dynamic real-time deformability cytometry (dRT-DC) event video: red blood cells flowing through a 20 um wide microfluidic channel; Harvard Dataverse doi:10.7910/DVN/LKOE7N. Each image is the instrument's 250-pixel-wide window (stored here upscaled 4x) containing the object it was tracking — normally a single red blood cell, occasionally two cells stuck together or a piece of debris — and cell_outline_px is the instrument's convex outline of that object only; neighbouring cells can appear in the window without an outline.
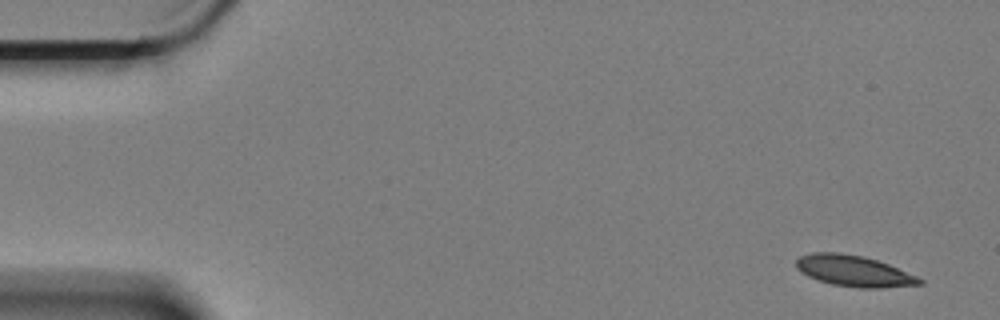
{"species": "Egyptian fruit bat (a non-hibernating species)", "species_latin": "Rousettus aegyptiacus", "temperature_condition": "cold", "stored_images_in_passage": 5, "camera_frame_rate_fps": 3000, "um_per_image_px": 0.085, "animal": {"sex": "female"}, "frame": {"image": 1, "passage_image": 1, "time_ms": 0.0, "image_size_px": [1000, 320], "cell_outline_px": [[924, 284], [880, 288], [856, 288], [832, 284], [816, 280], [800, 272], [796, 268], [796, 260], [800, 256], [812, 252], [840, 252], [864, 256], [888, 264], [916, 276], [924, 280]], "centroid_in_image_um": [72.55, 23.03], "position_along_channel_um": 12.4, "area_um2": 22.48}}
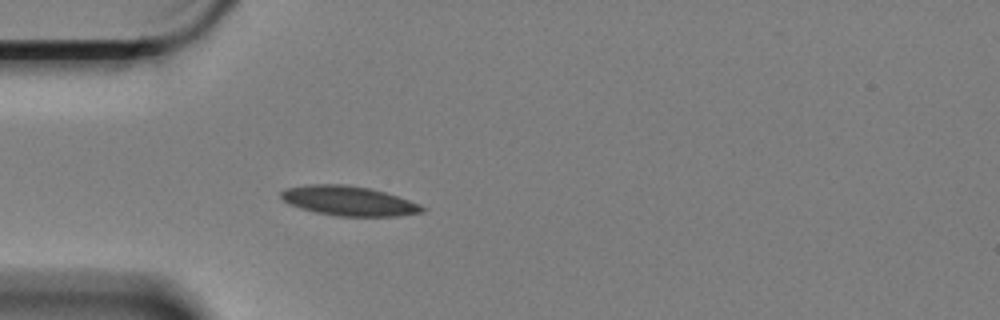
{"frame": {"image": 2, "passage_image": 5, "time_ms": 1.333, "image_size_px": [1000, 320], "cell_outline_px": [[424, 212], [400, 216], [336, 216], [316, 212], [300, 208], [288, 204], [280, 196], [280, 192], [284, 188], [308, 184], [344, 184], [368, 188], [384, 192], [420, 204], [424, 208]], "centroid_in_image_um": [29.6, 17.07], "position_along_channel_um": 55.4, "area_um2": 24.33}}